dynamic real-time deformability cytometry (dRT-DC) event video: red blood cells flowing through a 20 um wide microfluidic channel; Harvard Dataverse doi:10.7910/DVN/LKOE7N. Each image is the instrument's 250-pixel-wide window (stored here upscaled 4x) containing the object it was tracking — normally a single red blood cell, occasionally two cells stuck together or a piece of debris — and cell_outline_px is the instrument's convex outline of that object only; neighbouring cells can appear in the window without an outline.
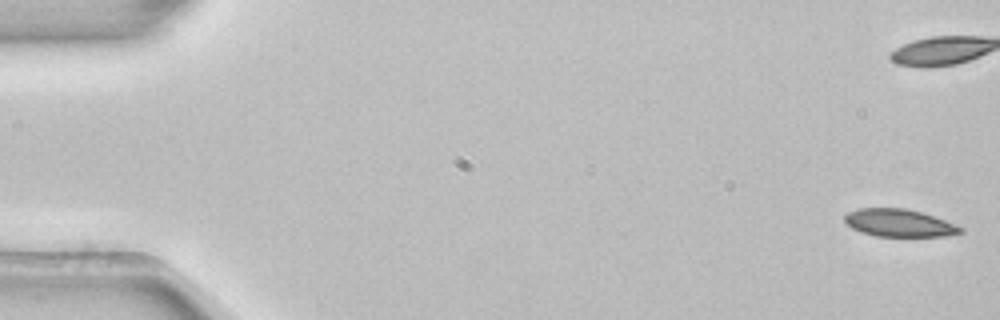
{"species": "common noctule bat (a hibernating species)", "species_latin": "Nyctalus noctula", "temperature_condition": "room temperature", "stored_images_in_passage": 5, "camera_frame_rate_fps": 3000, "um_per_image_px": 0.085, "animal": {"sex": "female", "body_mass_g": 22.7, "forearm_length_mm": 54.2}, "frame": {"image": 1, "passage_image": 1, "time_ms": 0.0, "image_size_px": [1000, 320], "cell_outline_px": [[964, 232], [944, 236], [876, 236], [860, 232], [852, 228], [844, 220], [844, 216], [848, 212], [860, 208], [904, 208], [920, 212], [956, 224], [964, 228]], "centroid_in_image_um": [76.43, 18.95], "position_along_channel_um": 8.6, "area_um2": 18.5}}